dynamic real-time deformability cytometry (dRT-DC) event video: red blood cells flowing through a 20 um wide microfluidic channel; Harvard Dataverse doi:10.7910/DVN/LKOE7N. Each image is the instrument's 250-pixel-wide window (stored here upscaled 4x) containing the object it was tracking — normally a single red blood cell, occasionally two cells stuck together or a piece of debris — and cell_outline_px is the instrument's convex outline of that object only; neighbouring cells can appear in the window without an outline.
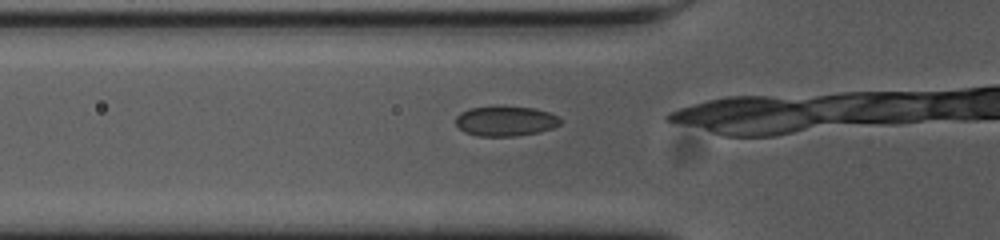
{"species": "common noctule bat (a hibernating species)", "species_latin": "Nyctalus noctula", "temperature_condition": "cold", "stored_images_in_passage": 14, "camera_frame_rate_fps": 3000, "um_per_image_px": 0.085, "animal": {"sex": "female", "body_mass_g": 23.0, "forearm_length_mm": 53.4}, "frame": {"image": 1, "passage_image": 12, "time_ms": 3.667, "image_size_px": [1000, 240], "cell_outline_px": [[560, 124], [552, 128], [536, 132], [516, 136], [480, 136], [464, 132], [456, 124], [456, 116], [460, 112], [468, 108], [536, 108], [560, 116]], "centroid_in_image_um": [42.97, 10.31], "position_along_channel_um": 82.8, "area_um2": 17.8}}